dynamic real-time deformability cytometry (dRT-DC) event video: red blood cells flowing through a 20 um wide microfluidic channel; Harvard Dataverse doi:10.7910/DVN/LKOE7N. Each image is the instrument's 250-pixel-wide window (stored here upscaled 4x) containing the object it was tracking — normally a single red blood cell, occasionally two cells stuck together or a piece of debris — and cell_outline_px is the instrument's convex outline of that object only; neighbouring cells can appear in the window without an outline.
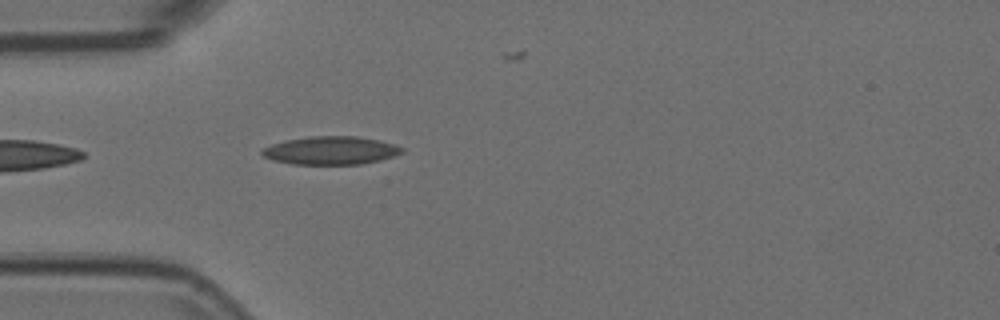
{"species": "Egyptian fruit bat (a non-hibernating species)", "species_latin": "Rousettus aegyptiacus", "temperature_condition": "room temperature", "stored_images_in_passage": 2, "camera_frame_rate_fps": 3000, "um_per_image_px": 0.085, "animal": {"sex": "female"}, "frame": {"image": 1, "passage_image": 2, "time_ms": 0.333, "image_size_px": [1000, 320], "cell_outline_px": [[404, 152], [380, 160], [360, 164], [292, 164], [272, 160], [264, 156], [260, 152], [264, 148], [272, 144], [288, 140], [308, 136], [356, 136], [380, 140], [404, 148]], "centroid_in_image_um": [28.12, 12.79], "position_along_channel_um": 56.9, "area_um2": 22.83}}